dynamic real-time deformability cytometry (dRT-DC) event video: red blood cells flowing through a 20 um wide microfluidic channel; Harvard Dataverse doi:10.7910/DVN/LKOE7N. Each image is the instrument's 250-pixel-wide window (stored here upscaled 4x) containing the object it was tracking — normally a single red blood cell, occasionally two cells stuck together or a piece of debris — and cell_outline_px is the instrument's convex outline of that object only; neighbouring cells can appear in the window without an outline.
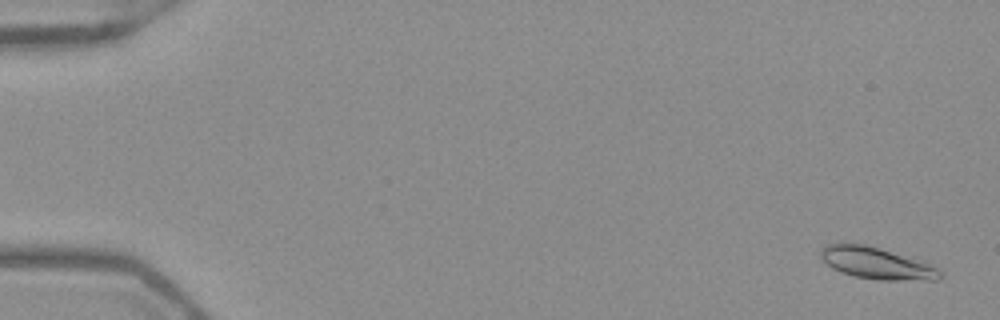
{"species": "Egyptian fruit bat (a non-hibernating species)", "species_latin": "Rousettus aegyptiacus", "temperature_condition": "warm", "stored_images_in_passage": 54, "camera_frame_rate_fps": 3000, "um_per_image_px": 0.085, "frame": {"image": 1, "passage_image": 2, "time_ms": 0.333, "image_size_px": [1000, 320], "cell_outline_px": [[940, 276], [936, 280], [876, 280], [856, 276], [840, 272], [832, 268], [820, 256], [820, 252], [824, 244], [864, 244], [880, 248], [924, 260], [936, 268], [940, 272]], "centroid_in_image_um": [74.52, 22.37], "position_along_channel_um": 10.5, "area_um2": 22.02}}
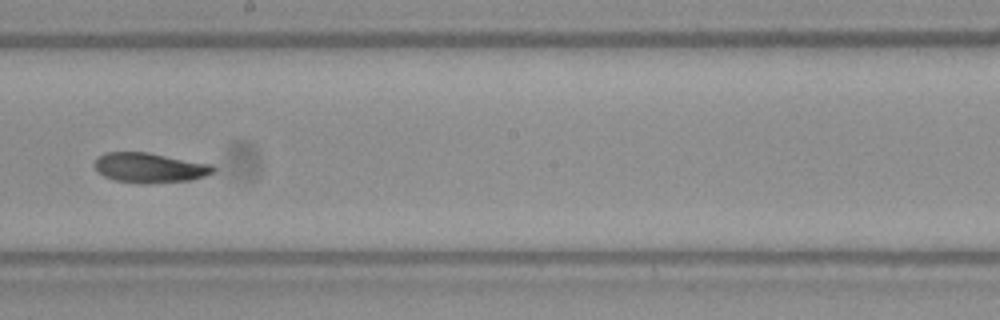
{"frame": {"image": 2, "passage_image": 31, "time_ms": 10.0, "image_size_px": [1000, 320], "cell_outline_px": [[216, 168], [212, 172], [204, 176], [192, 180], [148, 184], [144, 184], [112, 180], [96, 172], [96, 160], [104, 152], [148, 152], [212, 164]], "centroid_in_image_um": [12.72, 14.27], "position_along_channel_um": 235.5, "area_um2": 20.81}}
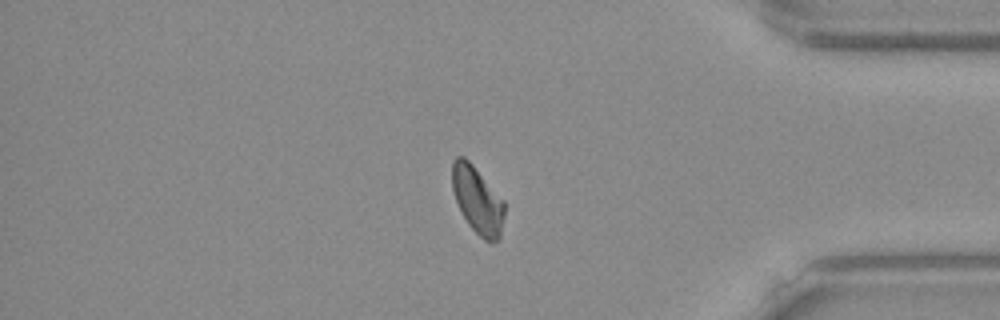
{"frame": {"image": 3, "passage_image": 45, "time_ms": 14.667, "image_size_px": [1000, 320], "cell_outline_px": [[504, 216], [500, 240], [492, 244], [484, 240], [468, 224], [456, 200], [452, 188], [452, 160], [456, 156], [464, 156], [472, 164], [504, 200]], "centroid_in_image_um": [40.6, 17.02], "position_along_channel_um": 394.6, "area_um2": 20.46}, "authors_computed_cell_mechanics": {"area_um2": 20.5768, "velocity_mm_per_s": 3.9172, "shape_relaxation_time_tau1_ms": 8.4606, "shape_relaxation_time_tau2_ms": 5.1268, "deformation_change_tau1": 0.1771, "deformation_change_tau2": 0.0892}}